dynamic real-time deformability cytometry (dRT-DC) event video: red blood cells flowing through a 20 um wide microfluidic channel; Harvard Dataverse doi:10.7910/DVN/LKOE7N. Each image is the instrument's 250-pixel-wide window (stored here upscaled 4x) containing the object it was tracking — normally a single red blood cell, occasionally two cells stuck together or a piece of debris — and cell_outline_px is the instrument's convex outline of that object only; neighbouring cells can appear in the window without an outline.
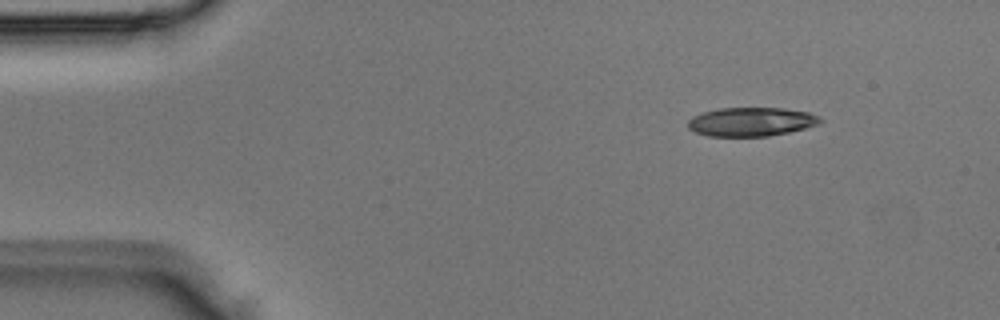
{"species": "Egyptian fruit bat (a non-hibernating species)", "species_latin": "Rousettus aegyptiacus", "temperature_condition": "room temperature", "stored_images_in_passage": 4, "segment_of_instrument_passage": [2, 2], "camera_frame_rate_fps": 3000, "um_per_image_px": 0.085, "animal": {"sex": "male"}, "frame": {"image": 1, "passage_image": 4, "time_ms": 1.0, "image_size_px": [1000, 320], "cell_outline_px": [[824, 120], [820, 124], [788, 132], [768, 136], [708, 136], [696, 132], [688, 128], [688, 120], [692, 116], [704, 112], [720, 108], [784, 108], [808, 112], [820, 116]], "centroid_in_image_um": [63.88, 10.35], "position_along_channel_um": 21.1, "area_um2": 22.25}}